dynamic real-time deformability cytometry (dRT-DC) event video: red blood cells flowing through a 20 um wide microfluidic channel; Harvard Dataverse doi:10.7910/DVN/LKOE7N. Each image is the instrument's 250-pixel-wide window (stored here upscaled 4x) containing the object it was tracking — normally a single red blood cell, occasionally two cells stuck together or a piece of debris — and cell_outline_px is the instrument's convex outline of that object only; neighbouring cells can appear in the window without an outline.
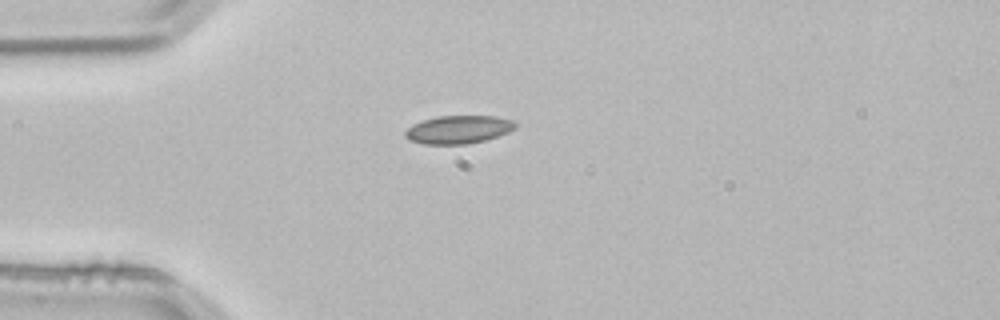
{"species": "common noctule bat (a hibernating species)", "species_latin": "Nyctalus noctula", "temperature_condition": "room temperature", "stored_images_in_passage": 2, "camera_frame_rate_fps": 3000, "um_per_image_px": 0.085, "animal": {"sex": "male", "body_mass_g": 21.5, "forearm_length_mm": 52.0}, "frame": {"image": 1, "passage_image": 2, "time_ms": 0.333, "image_size_px": [1000, 320], "cell_outline_px": [[516, 128], [508, 132], [484, 140], [464, 144], [424, 144], [412, 140], [404, 136], [404, 132], [412, 124], [436, 116], [496, 116], [512, 120], [516, 124]], "centroid_in_image_um": [38.96, 11.0], "position_along_channel_um": 46.0, "area_um2": 17.86}}